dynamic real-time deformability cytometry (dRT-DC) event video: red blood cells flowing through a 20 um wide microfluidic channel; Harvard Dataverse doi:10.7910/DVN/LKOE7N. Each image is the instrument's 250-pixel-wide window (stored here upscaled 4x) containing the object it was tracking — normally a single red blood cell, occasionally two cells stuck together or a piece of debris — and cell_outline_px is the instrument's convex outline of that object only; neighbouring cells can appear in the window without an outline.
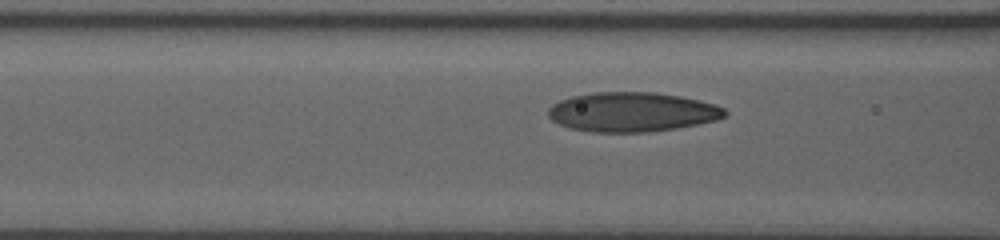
{"species": "human", "species_latin": "Homo sapiens", "temperature_condition": "room temperature", "stored_images_in_passage": 19, "camera_frame_rate_fps": 3000, "um_per_image_px": 0.085, "donor": {"sex": "male"}, "frame": {"image": 1, "passage_image": 17, "time_ms": 3.667, "image_size_px": [1000, 240], "cell_outline_px": [[728, 112], [724, 116], [716, 120], [696, 124], [648, 132], [592, 132], [568, 128], [552, 120], [548, 116], [548, 108], [552, 104], [560, 100], [572, 96], [592, 92], [656, 92], [680, 96], [712, 104], [724, 108]], "centroid_in_image_um": [53.67, 9.51], "position_along_channel_um": 112.9, "area_um2": 40.46}}